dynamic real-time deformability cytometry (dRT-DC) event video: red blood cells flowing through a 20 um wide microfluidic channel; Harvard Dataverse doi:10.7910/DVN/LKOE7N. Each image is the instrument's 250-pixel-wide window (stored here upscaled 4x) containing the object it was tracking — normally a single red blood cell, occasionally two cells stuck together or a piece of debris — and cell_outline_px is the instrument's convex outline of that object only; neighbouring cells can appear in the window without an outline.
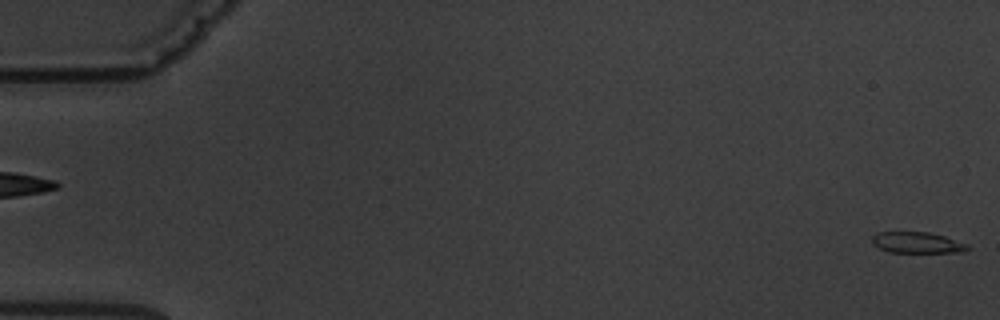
{"species": "common noctule bat (a hibernating species)", "species_latin": "Nyctalus noctula", "temperature_condition": "warm", "stored_images_in_passage": 6, "segment_of_instrument_passage": [2, 2], "camera_frame_rate_fps": 3000, "um_per_image_px": 0.085, "animal": {"sex": "male", "body_mass_g": 19.5, "forearm_length_mm": 54.6}, "frame": {"image": 1, "passage_image": 6, "time_ms": 6.667, "image_size_px": [1000, 320], "cell_outline_px": [[972, 248], [964, 252], [888, 252], [872, 244], [872, 236], [876, 232], [928, 232], [944, 236], [968, 244]], "centroid_in_image_um": [77.97, 20.62], "position_along_channel_um": 7.0, "area_um2": 11.79}}